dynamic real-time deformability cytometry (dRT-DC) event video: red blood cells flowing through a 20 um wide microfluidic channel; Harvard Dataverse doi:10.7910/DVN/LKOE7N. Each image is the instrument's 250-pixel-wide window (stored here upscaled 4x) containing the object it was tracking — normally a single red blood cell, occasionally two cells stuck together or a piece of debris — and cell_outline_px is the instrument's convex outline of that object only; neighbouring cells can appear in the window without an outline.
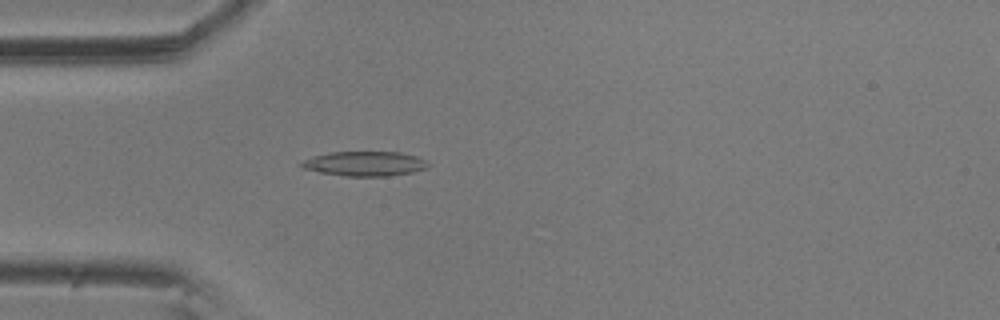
{"species": "common noctule bat (a hibernating species)", "species_latin": "Nyctalus noctula", "temperature_condition": "room temperature", "stored_images_in_passage": 30, "camera_frame_rate_fps": 3000, "um_per_image_px": 0.085, "animal": {"sex": "male", "body_mass_g": 20.5, "forearm_length_mm": 52.5}, "frame": {"image": 1, "passage_image": 15, "time_ms": 4.667, "image_size_px": [1000, 320], "cell_outline_px": [[428, 168], [412, 172], [388, 176], [344, 176], [320, 172], [300, 168], [296, 164], [312, 156], [332, 152], [400, 152], [416, 156], [424, 160], [428, 164]], "centroid_in_image_um": [30.95, 13.91], "position_along_channel_um": 54.1, "area_um2": 18.26}}
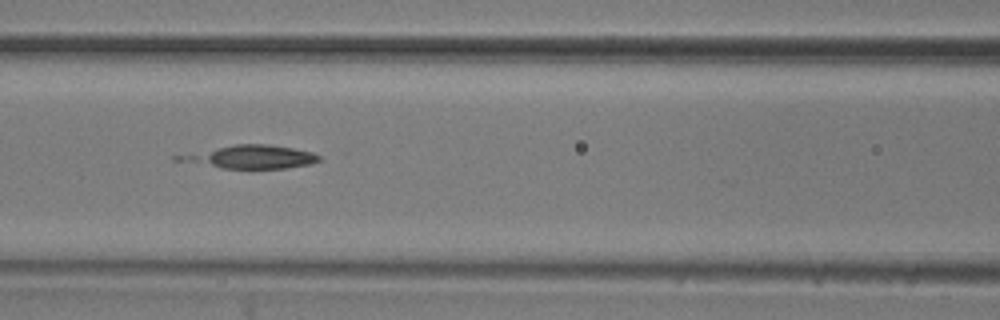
{"frame": {"image": 2, "passage_image": 23, "time_ms": 7.333, "image_size_px": [1000, 320], "cell_outline_px": [[320, 160], [312, 164], [284, 168], [220, 168], [204, 160], [204, 156], [220, 148], [236, 144], [268, 144], [292, 148], [312, 152], [320, 156]], "centroid_in_image_um": [22.11, 13.33], "position_along_channel_um": 144.5, "area_um2": 15.95}}
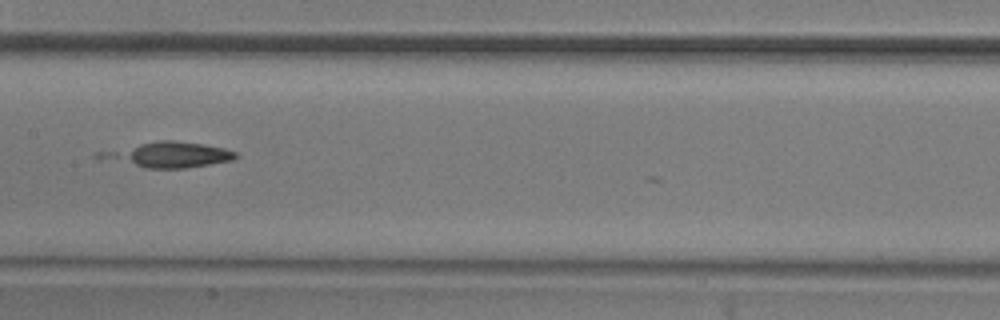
{"frame": {"image": 3, "passage_image": 27, "time_ms": 8.667, "image_size_px": [1000, 320], "cell_outline_px": [[240, 156], [232, 160], [184, 168], [144, 168], [136, 164], [124, 156], [128, 152], [140, 144], [160, 140], [172, 140], [204, 144], [224, 148], [236, 152]], "centroid_in_image_um": [15.12, 13.14], "position_along_channel_um": 192.3, "area_um2": 16.7}}